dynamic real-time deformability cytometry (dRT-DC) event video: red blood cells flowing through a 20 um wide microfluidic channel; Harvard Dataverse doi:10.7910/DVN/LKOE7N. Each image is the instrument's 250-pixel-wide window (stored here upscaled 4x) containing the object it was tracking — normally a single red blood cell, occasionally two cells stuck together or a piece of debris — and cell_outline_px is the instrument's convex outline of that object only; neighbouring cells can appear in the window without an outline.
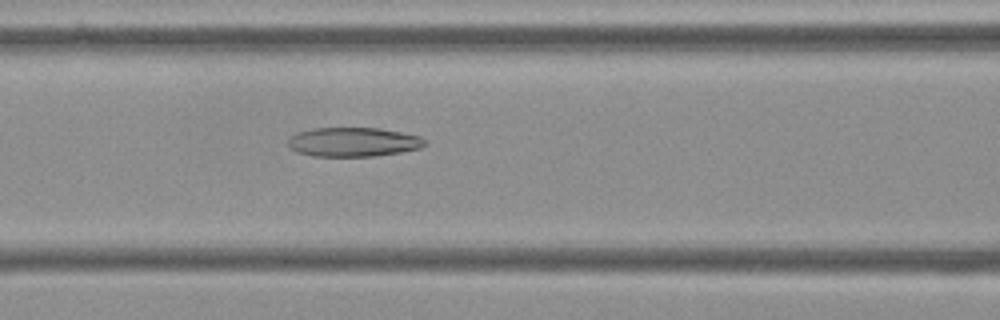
{"species": "Egyptian fruit bat (a non-hibernating species)", "species_latin": "Rousettus aegyptiacus", "temperature_condition": "cold", "stored_images_in_passage": 55, "camera_frame_rate_fps": 3000, "um_per_image_px": 0.085, "frame": {"image": 1, "passage_image": 23, "time_ms": 7.333, "image_size_px": [1000, 320], "cell_outline_px": [[428, 144], [420, 148], [400, 152], [376, 156], [312, 156], [296, 152], [288, 144], [288, 140], [296, 132], [316, 128], [380, 128], [420, 136]], "centroid_in_image_um": [30.04, 12.07], "position_along_channel_um": 136.6, "area_um2": 23.24}}
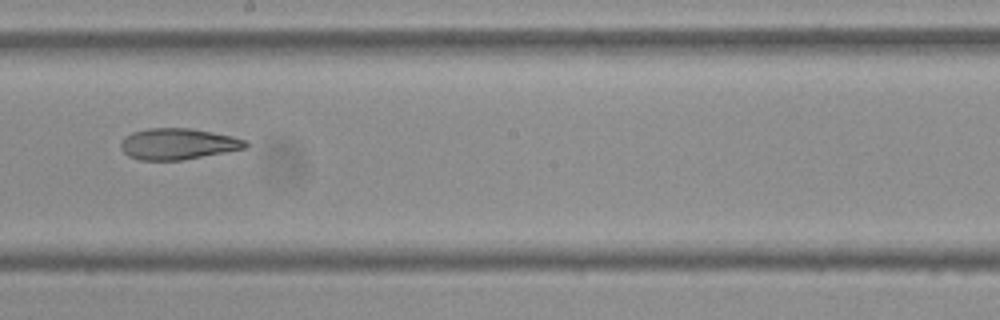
{"frame": {"image": 2, "passage_image": 31, "time_ms": 10.0, "image_size_px": [1000, 320], "cell_outline_px": [[248, 144], [244, 148], [184, 160], [140, 160], [128, 156], [120, 148], [120, 144], [132, 132], [148, 128], [192, 128], [232, 136], [248, 140]], "centroid_in_image_um": [15.13, 12.23], "position_along_channel_um": 233.1, "area_um2": 22.54}}
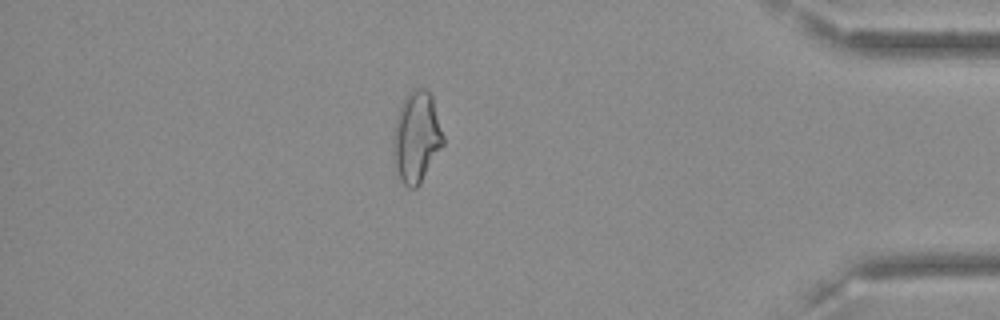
{"frame": {"image": 3, "passage_image": 48, "time_ms": 15.667, "image_size_px": [1000, 320], "cell_outline_px": [[444, 144], [420, 184], [416, 188], [408, 188], [400, 180], [392, 160], [392, 136], [396, 116], [404, 96], [412, 88], [424, 88], [432, 96], [444, 136]], "centroid_in_image_um": [35.37, 11.66], "position_along_channel_um": 399.8, "area_um2": 27.05}, "authors_computed_cell_mechanics": {"area_um2": 25.8944, "velocity_mm_per_s": 3.622, "shape_relaxation_time_tau1_ms": null, "shape_relaxation_time_tau2_ms": 5.0479, "deformation_change_tau1": null, "deformation_change_tau2": 0.134}}